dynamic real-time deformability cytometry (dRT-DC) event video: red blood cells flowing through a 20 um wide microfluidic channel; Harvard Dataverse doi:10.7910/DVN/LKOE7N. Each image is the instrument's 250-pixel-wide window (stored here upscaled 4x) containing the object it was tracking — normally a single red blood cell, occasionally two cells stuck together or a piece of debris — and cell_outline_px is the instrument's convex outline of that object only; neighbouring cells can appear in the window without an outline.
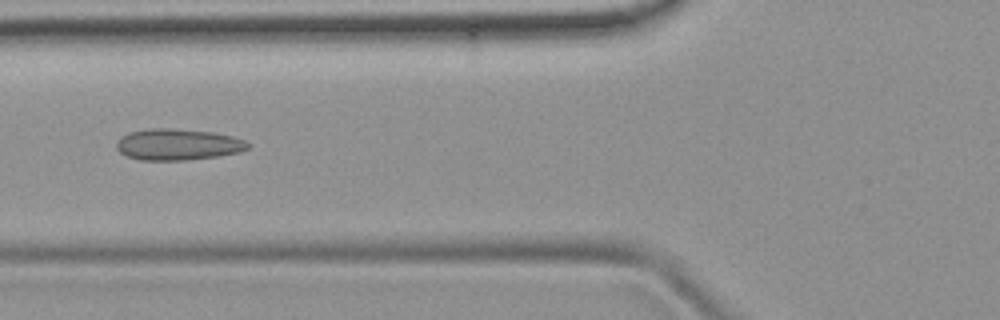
{"species": "common noctule bat (a hibernating species)", "species_latin": "Nyctalus noctula", "temperature_condition": "room temperature", "stored_images_in_passage": 38, "camera_frame_rate_fps": 3000, "um_per_image_px": 0.085, "animal": {"sex": "female", "body_mass_g": 19.9}, "frame": {"image": 1, "passage_image": 7, "time_ms": 2.0, "image_size_px": [1000, 320], "cell_outline_px": [[252, 144], [248, 148], [240, 152], [216, 156], [184, 160], [140, 160], [128, 156], [120, 152], [116, 148], [116, 144], [128, 132], [148, 128], [172, 128], [212, 132], [232, 136], [244, 140]], "centroid_in_image_um": [15.13, 12.27], "position_along_channel_um": 110.7, "area_um2": 23.87}}
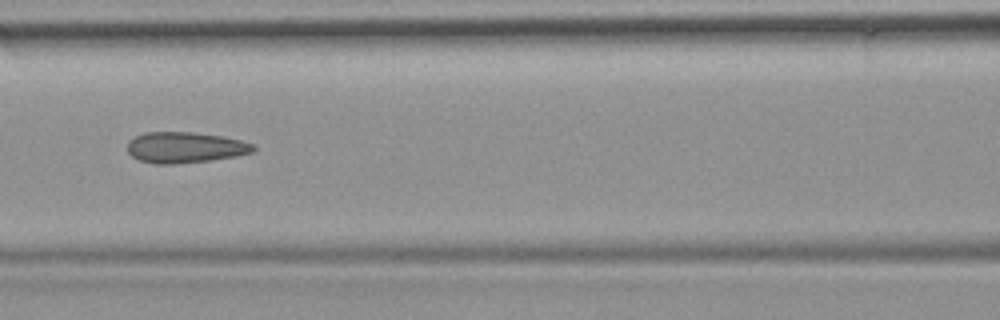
{"frame": {"image": 2, "passage_image": 10, "time_ms": 3.0, "image_size_px": [1000, 320], "cell_outline_px": [[256, 148], [252, 152], [236, 156], [208, 160], [176, 164], [152, 164], [140, 160], [132, 156], [128, 152], [128, 140], [144, 132], [192, 132], [224, 136], [240, 140], [252, 144]], "centroid_in_image_um": [15.7, 12.53], "position_along_channel_um": 150.9, "area_um2": 22.66}}
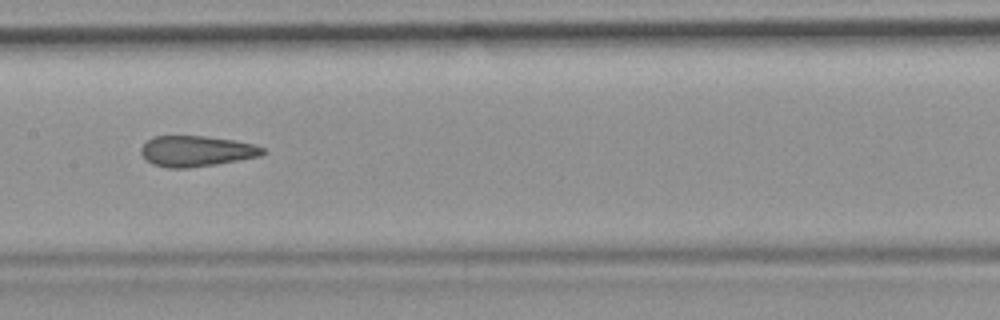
{"frame": {"image": 3, "passage_image": 13, "time_ms": 4.0, "image_size_px": [1000, 320], "cell_outline_px": [[268, 152], [260, 156], [216, 164], [188, 168], [168, 168], [152, 164], [144, 160], [140, 152], [140, 148], [152, 136], [204, 136], [236, 140], [252, 144], [264, 148]], "centroid_in_image_um": [16.67, 12.85], "position_along_channel_um": 190.7, "area_um2": 21.96}, "authors_computed_cell_mechanics": {"area_um2": 22.3975, "velocity_mm_per_s": 3.9986, "shape_relaxation_time_tau1_ms": null, "shape_relaxation_time_tau2_ms": 1.6281, "deformation_change_tau1": null, "deformation_change_tau2": 0.0996}}